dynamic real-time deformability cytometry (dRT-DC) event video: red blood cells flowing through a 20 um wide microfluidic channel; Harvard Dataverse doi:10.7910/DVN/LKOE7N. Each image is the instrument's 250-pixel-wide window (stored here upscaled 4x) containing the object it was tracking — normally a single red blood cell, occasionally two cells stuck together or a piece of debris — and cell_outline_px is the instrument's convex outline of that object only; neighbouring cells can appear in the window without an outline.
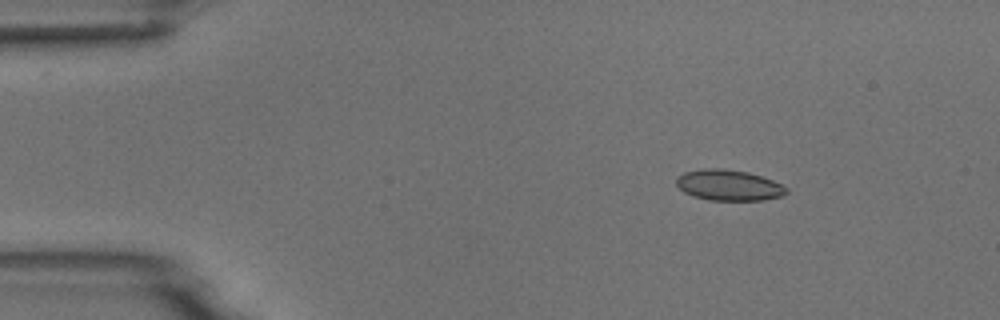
{"species": "common noctule bat (a hibernating species)", "species_latin": "Nyctalus noctula", "temperature_condition": "room temperature", "stored_images_in_passage": 4, "camera_frame_rate_fps": 3000, "um_per_image_px": 0.085, "animal": {"sex": "male", "body_mass_g": 18.8}, "frame": {"image": 1, "passage_image": 2, "time_ms": 2.0, "image_size_px": [1000, 320], "cell_outline_px": [[788, 192], [784, 196], [764, 200], [712, 200], [692, 196], [684, 192], [676, 184], [676, 176], [684, 172], [704, 168], [724, 168], [748, 172], [772, 180], [788, 188]], "centroid_in_image_um": [61.94, 15.74], "position_along_channel_um": 23.1, "area_um2": 19.88}}
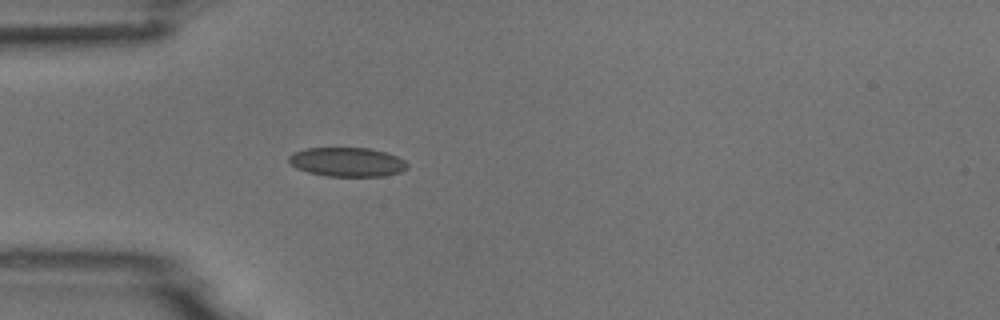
{"frame": {"image": 2, "passage_image": 4, "time_ms": 4.667, "image_size_px": [1000, 320], "cell_outline_px": [[408, 168], [400, 172], [384, 176], [328, 176], [308, 172], [296, 168], [288, 160], [288, 156], [292, 152], [304, 148], [372, 148], [396, 156], [404, 160], [408, 164]], "centroid_in_image_um": [29.5, 13.76], "position_along_channel_um": 55.5, "area_um2": 20.17}}